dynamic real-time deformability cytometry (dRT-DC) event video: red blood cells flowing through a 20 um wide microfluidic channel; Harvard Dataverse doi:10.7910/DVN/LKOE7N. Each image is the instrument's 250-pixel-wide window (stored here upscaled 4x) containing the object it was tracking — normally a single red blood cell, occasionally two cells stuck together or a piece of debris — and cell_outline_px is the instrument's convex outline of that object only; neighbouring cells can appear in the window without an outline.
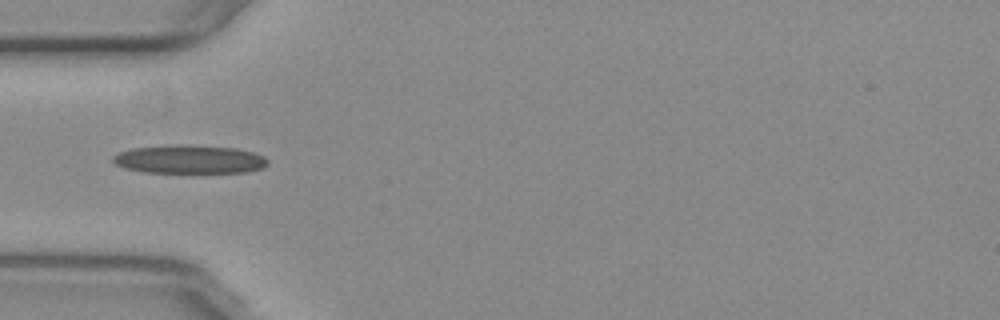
{"species": "common noctule bat (a hibernating species)", "species_latin": "Nyctalus noctula", "temperature_condition": "warm", "stored_images_in_passage": 9, "camera_frame_rate_fps": 3000, "um_per_image_px": 0.085, "animal": {"sex": "female", "body_mass_g": 29.2, "forearm_length_mm": 56.3}, "frame": {"image": 1, "passage_image": 1, "time_ms": 0.0, "image_size_px": [1000, 320], "cell_outline_px": [[268, 164], [264, 168], [248, 172], [144, 172], [124, 168], [116, 164], [112, 160], [112, 156], [120, 152], [132, 148], [176, 144], [236, 148], [252, 152], [264, 156], [268, 160]], "centroid_in_image_um": [16.11, 13.54], "position_along_channel_um": 68.9, "area_um2": 25.66}}
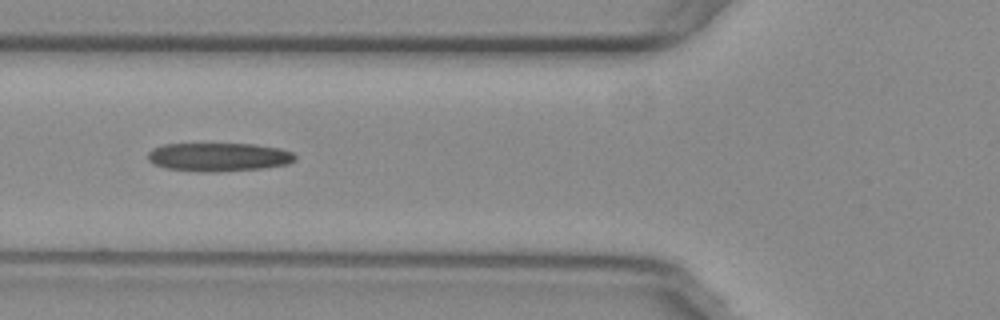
{"frame": {"image": 2, "passage_image": 4, "time_ms": 1.0, "image_size_px": [1000, 320], "cell_outline_px": [[296, 160], [288, 164], [264, 168], [216, 172], [196, 172], [164, 168], [152, 164], [148, 160], [148, 152], [152, 148], [164, 144], [252, 144], [280, 148], [292, 152], [296, 156]], "centroid_in_image_um": [18.56, 13.35], "position_along_channel_um": 107.2, "area_um2": 24.8}}
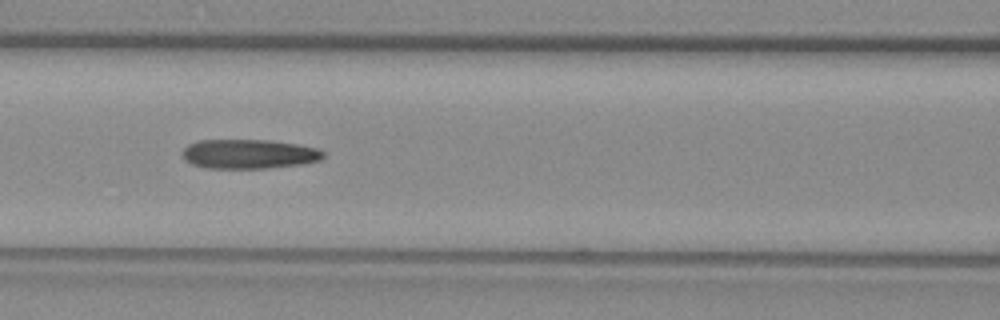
{"frame": {"image": 3, "passage_image": 7, "time_ms": 2.0, "image_size_px": [1000, 320], "cell_outline_px": [[324, 156], [320, 160], [300, 164], [268, 168], [204, 168], [192, 164], [184, 160], [184, 148], [188, 144], [200, 140], [268, 140], [296, 144], [316, 148], [324, 152]], "centroid_in_image_um": [21.14, 13.09], "position_along_channel_um": 145.5, "area_um2": 23.99}}